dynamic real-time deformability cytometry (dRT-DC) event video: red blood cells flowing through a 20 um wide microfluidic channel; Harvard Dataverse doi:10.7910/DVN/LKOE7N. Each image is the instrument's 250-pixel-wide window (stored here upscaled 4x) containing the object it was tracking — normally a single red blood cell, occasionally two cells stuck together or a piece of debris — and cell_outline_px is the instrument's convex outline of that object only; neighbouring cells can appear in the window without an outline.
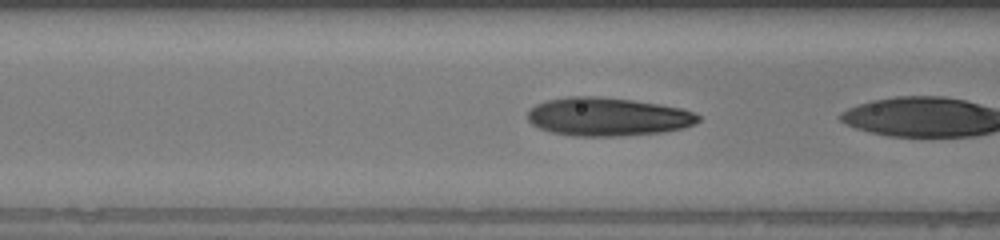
{"species": "human", "species_latin": "Homo sapiens", "temperature_condition": "warm", "stored_images_in_passage": 4, "camera_frame_rate_fps": 3000, "um_per_image_px": 0.085, "donor": {"sex": "female"}, "frame": {"image": 1, "passage_image": 3, "time_ms": 0.667, "image_size_px": [1000, 240], "cell_outline_px": [[700, 120], [696, 124], [684, 128], [664, 132], [616, 136], [572, 136], [552, 132], [540, 128], [532, 124], [528, 120], [528, 108], [536, 104], [548, 100], [568, 96], [600, 96], [632, 100], [660, 104], [680, 108], [696, 112], [700, 116]], "centroid_in_image_um": [51.67, 9.92], "position_along_channel_um": 114.9, "area_um2": 38.44}}